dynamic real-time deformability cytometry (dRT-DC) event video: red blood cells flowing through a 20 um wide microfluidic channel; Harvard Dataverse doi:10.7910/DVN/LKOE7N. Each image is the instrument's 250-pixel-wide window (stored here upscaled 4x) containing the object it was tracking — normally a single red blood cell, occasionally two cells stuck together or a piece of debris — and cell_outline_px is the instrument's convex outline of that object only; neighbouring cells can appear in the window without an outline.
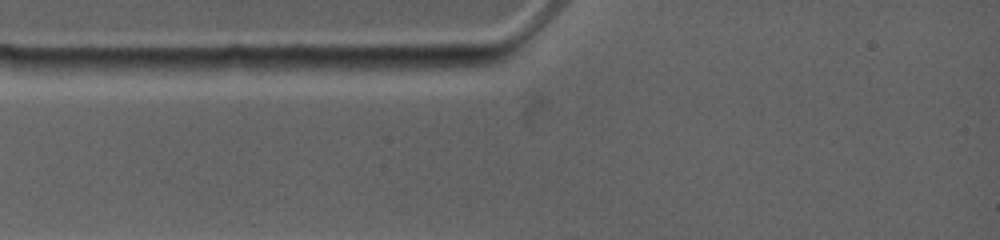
{"species": "common noctule bat (a hibernating species)", "species_latin": "Nyctalus noctula", "temperature_condition": "warm", "stored_images_in_passage": 1, "camera_frame_rate_fps": 4500, "um_per_image_px": 0.085, "animal": {"sex": "female", "body_mass_g": 19.0, "forearm_length_mm": 53.3}, "frame": {"image": 1, "passage_image": 1, "time_ms": 0.0, "image_size_px": [1000, 240], "cell_outline_px": [[488, 64], [460, 68], [360, 68], [360, 64], [372, 56], [476, 56], [484, 60]], "centroid_in_image_um": [35.88, 5.27], "position_along_channel_um": 49.1, "area_um2": 10.06}}